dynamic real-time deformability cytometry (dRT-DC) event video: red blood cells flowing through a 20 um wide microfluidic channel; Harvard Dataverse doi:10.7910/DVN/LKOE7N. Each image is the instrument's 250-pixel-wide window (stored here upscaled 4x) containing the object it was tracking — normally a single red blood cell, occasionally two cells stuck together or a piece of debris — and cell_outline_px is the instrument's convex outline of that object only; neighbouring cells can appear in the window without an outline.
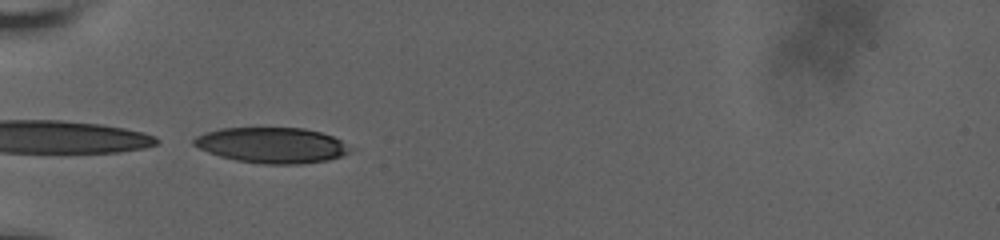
{"species": "human", "species_latin": "Homo sapiens", "temperature_condition": "room temperature", "stored_images_in_passage": 8, "segment_of_instrument_passage": [2, 2], "camera_frame_rate_fps": 3000, "um_per_image_px": 0.085, "donor": {"sex": "male"}, "frame": {"image": 1, "passage_image": 7, "time_ms": 7.0, "image_size_px": [1000, 240], "cell_outline_px": [[356, 148], [340, 156], [328, 160], [300, 164], [264, 164], [236, 160], [220, 156], [208, 152], [192, 144], [192, 140], [196, 136], [204, 132], [220, 128], [304, 128], [320, 132], [332, 136]], "centroid_in_image_um": [23.12, 12.34], "position_along_channel_um": 61.9, "area_um2": 32.48}}